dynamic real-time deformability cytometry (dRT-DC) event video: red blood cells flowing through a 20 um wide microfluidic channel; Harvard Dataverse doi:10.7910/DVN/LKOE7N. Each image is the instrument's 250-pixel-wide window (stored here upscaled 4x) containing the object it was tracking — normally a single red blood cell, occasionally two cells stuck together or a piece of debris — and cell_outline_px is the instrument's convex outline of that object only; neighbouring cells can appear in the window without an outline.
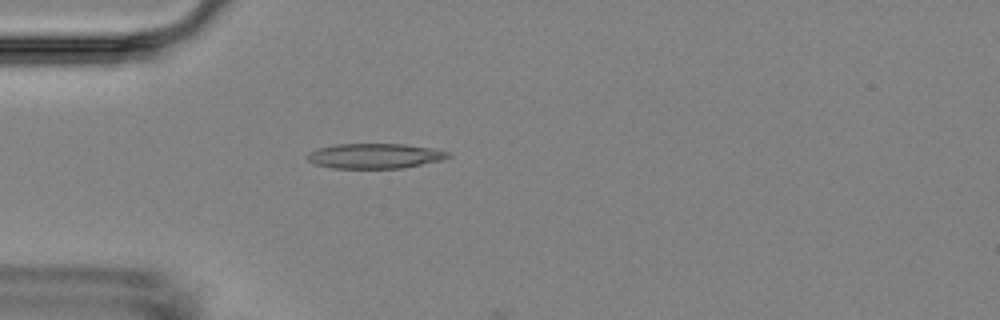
{"species": "Egyptian fruit bat (a non-hibernating species)", "species_latin": "Rousettus aegyptiacus", "temperature_condition": "room temperature", "stored_images_in_passage": 6, "camera_frame_rate_fps": 3000, "um_per_image_px": 0.085, "animal": {"sex": "female"}, "frame": {"image": 1, "passage_image": 5, "time_ms": 4.667, "image_size_px": [1000, 320], "cell_outline_px": [[452, 156], [440, 160], [404, 168], [332, 168], [312, 164], [304, 156], [308, 152], [316, 148], [336, 144], [404, 144], [432, 148], [448, 152]], "centroid_in_image_um": [31.78, 13.25], "position_along_channel_um": 53.2, "area_um2": 20.69}}